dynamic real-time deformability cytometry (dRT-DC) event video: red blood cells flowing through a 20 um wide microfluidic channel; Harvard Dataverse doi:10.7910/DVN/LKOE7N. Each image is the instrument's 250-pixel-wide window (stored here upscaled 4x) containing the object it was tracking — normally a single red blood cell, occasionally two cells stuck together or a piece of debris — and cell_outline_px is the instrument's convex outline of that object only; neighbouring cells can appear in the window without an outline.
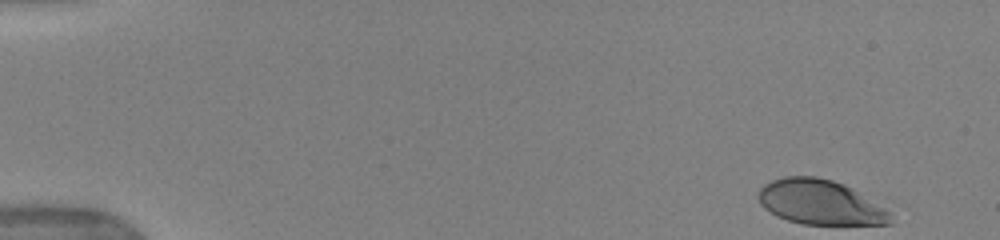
{"species": "human", "species_latin": "Homo sapiens", "temperature_condition": "warm", "stored_images_in_passage": 16, "camera_frame_rate_fps": 3000, "um_per_image_px": 0.085, "donor": {"sex": "female"}, "frame": {"image": 1, "passage_image": 1, "time_ms": 0.0, "image_size_px": [1000, 240], "cell_outline_px": [[892, 224], [800, 224], [776, 216], [764, 208], [760, 204], [756, 196], [760, 188], [764, 184], [772, 180], [784, 176], [816, 176], [832, 180], [844, 184], [884, 204], [892, 212]], "centroid_in_image_um": [69.76, 17.19], "position_along_channel_um": 15.2, "area_um2": 35.14}}
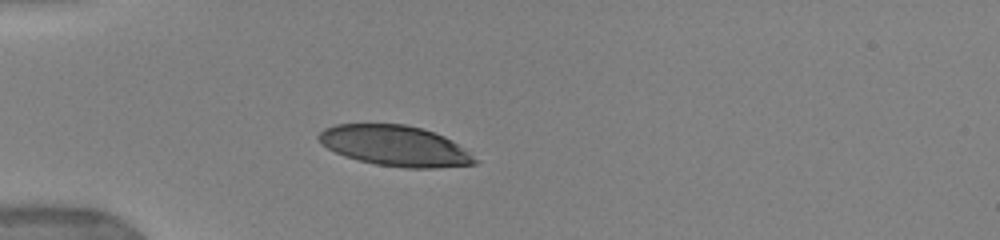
{"frame": {"image": 2, "passage_image": 11, "time_ms": 4.0, "image_size_px": [1000, 240], "cell_outline_px": [[480, 160], [476, 164], [436, 168], [408, 168], [376, 164], [344, 156], [328, 148], [316, 136], [324, 128], [336, 124], [404, 124], [420, 128], [444, 136], [452, 140]], "centroid_in_image_um": [33.61, 12.4], "position_along_channel_um": 51.4, "area_um2": 36.65}}